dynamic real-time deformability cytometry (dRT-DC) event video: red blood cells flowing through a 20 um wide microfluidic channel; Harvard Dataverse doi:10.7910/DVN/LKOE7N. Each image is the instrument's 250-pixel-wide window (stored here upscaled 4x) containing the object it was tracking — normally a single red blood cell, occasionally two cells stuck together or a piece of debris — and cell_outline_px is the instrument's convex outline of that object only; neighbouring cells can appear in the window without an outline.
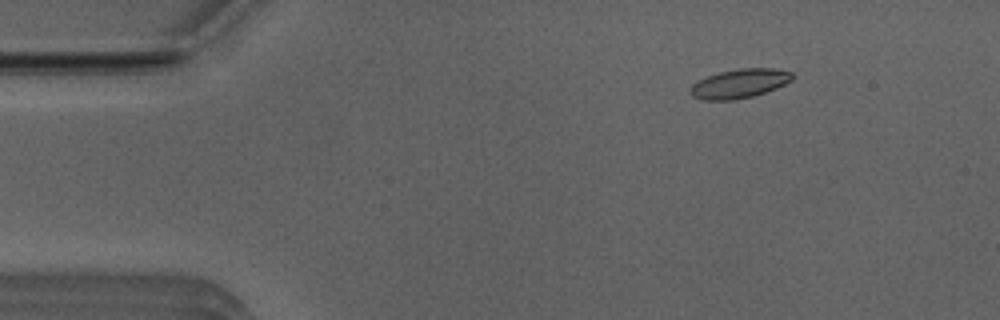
{"species": "Egyptian fruit bat (a non-hibernating species)", "species_latin": "Rousettus aegyptiacus", "temperature_condition": "room temperature", "stored_images_in_passage": 52, "camera_frame_rate_fps": 3000, "um_per_image_px": 0.085, "animal": {"sex": "male"}, "frame": {"image": 1, "passage_image": 7, "time_ms": 2.0, "image_size_px": [1000, 320], "cell_outline_px": [[792, 80], [776, 88], [752, 96], [736, 100], [704, 100], [692, 96], [688, 92], [688, 88], [696, 80], [720, 72], [736, 68], [772, 68], [792, 72]], "centroid_in_image_um": [62.79, 7.1], "position_along_channel_um": 22.2, "area_um2": 17.4}}
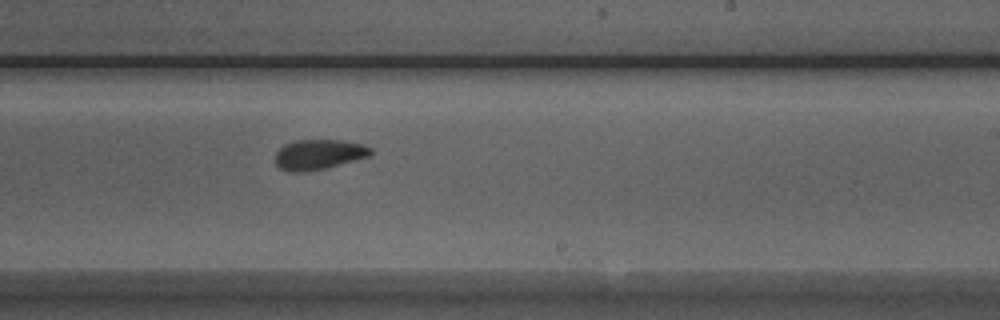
{"frame": {"image": 2, "passage_image": 31, "time_ms": 10.0, "image_size_px": [1000, 320], "cell_outline_px": [[372, 156], [324, 168], [304, 172], [288, 172], [280, 168], [276, 164], [276, 152], [284, 144], [292, 140], [340, 140], [360, 144], [372, 148]], "centroid_in_image_um": [27.08, 13.13], "position_along_channel_um": 261.9, "area_um2": 16.76}}
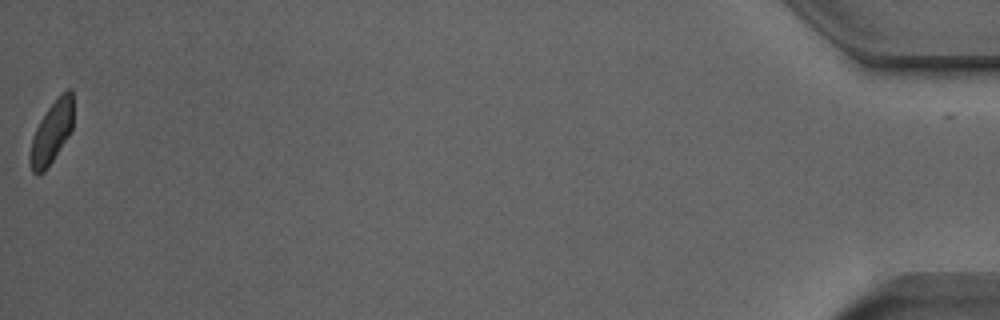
{"frame": {"image": 3, "passage_image": 52, "time_ms": 17.0, "image_size_px": [1000, 320], "cell_outline_px": [[72, 128], [68, 136], [44, 172], [32, 172], [28, 160], [28, 156], [32, 136], [40, 120], [48, 108], [60, 92], [68, 88], [72, 88]], "centroid_in_image_um": [4.37, 11.22], "position_along_channel_um": 430.8, "area_um2": 15.61}, "authors_computed_cell_mechanics": {"area_um2": 16.8776, "velocity_mm_per_s": 3.9282, "shape_relaxation_time_tau1_ms": 6.3655, "shape_relaxation_time_tau2_ms": 2.8939, "deformation_change_tau1": 0.1571, "deformation_change_tau2": 0.0663}}